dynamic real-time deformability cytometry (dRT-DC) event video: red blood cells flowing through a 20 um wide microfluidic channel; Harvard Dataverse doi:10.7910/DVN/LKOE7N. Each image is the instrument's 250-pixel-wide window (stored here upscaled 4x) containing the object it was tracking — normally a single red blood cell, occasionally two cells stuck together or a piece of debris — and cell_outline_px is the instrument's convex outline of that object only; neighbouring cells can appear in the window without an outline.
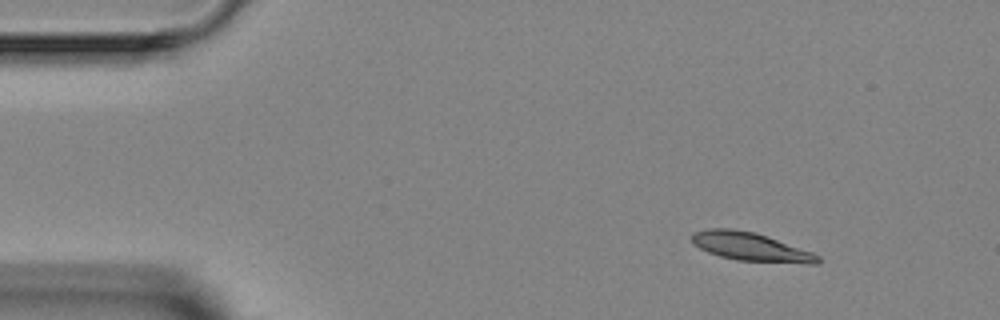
{"species": "Egyptian fruit bat (a non-hibernating species)", "species_latin": "Rousettus aegyptiacus", "temperature_condition": "room temperature", "stored_images_in_passage": 5, "segment_of_instrument_passage": [2, 2], "camera_frame_rate_fps": 3000, "um_per_image_px": 0.085, "animal": {"sex": "female"}, "frame": {"image": 1, "passage_image": 5, "time_ms": 6.0, "image_size_px": [1000, 320], "cell_outline_px": [[820, 260], [816, 264], [808, 264], [736, 260], [720, 256], [708, 252], [692, 244], [692, 232], [708, 228], [732, 228], [756, 232], [768, 236], [812, 252], [820, 256]], "centroid_in_image_um": [63.8, 20.97], "position_along_channel_um": 21.2, "area_um2": 21.1}}